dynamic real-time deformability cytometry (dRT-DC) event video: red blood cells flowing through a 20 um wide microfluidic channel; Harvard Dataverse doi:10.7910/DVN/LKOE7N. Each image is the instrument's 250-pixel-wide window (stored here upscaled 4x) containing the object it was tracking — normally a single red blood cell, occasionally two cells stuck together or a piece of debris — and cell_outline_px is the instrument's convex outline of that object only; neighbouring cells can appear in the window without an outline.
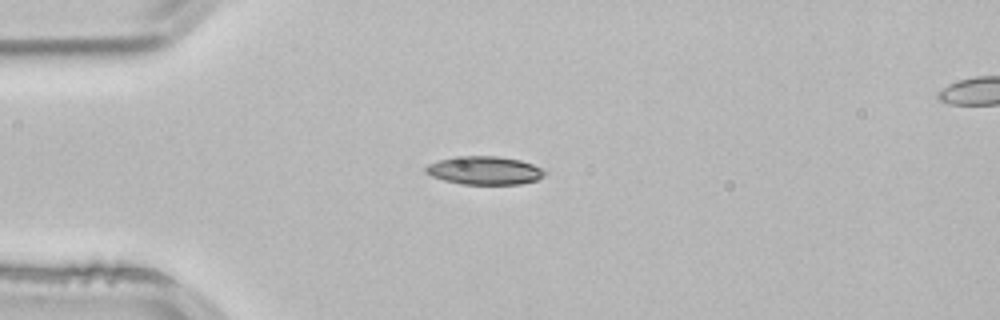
{"species": "common noctule bat (a hibernating species)", "species_latin": "Nyctalus noctula", "temperature_condition": "room temperature", "stored_images_in_passage": 5, "camera_frame_rate_fps": 3000, "um_per_image_px": 0.085, "animal": {"sex": "male", "body_mass_g": 21.5, "forearm_length_mm": 52.0}, "frame": {"image": 1, "passage_image": 5, "time_ms": 1.333, "image_size_px": [1000, 320], "cell_outline_px": [[544, 176], [536, 180], [520, 184], [460, 184], [444, 180], [432, 176], [424, 172], [424, 168], [428, 164], [436, 160], [464, 156], [496, 156], [520, 160], [532, 164], [540, 168], [544, 172]], "centroid_in_image_um": [41.14, 14.49], "position_along_channel_um": 43.9, "area_um2": 19.48}}